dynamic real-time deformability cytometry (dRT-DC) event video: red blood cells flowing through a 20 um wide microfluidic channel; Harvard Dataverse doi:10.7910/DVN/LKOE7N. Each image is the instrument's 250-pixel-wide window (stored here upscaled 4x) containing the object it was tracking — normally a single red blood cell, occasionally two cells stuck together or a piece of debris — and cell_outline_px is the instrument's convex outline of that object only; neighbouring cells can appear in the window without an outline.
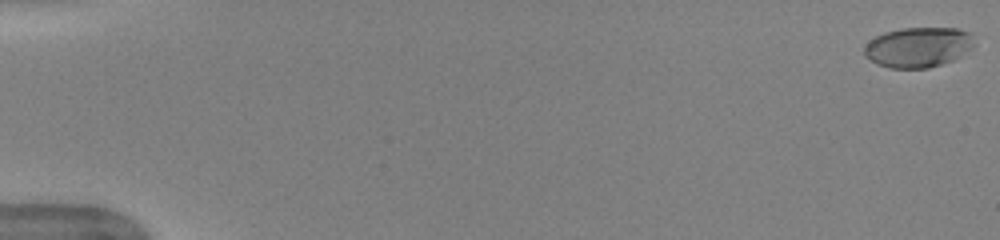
{"species": "human", "species_latin": "Homo sapiens", "temperature_condition": "warm", "stored_images_in_passage": 52, "camera_frame_rate_fps": 3000, "um_per_image_px": 0.085, "donor": {"sex": "female"}, "frame": {"image": 1, "passage_image": 1, "time_ms": 0.0, "image_size_px": [1000, 240], "cell_outline_px": [[976, 44], [952, 60], [928, 68], [888, 68], [876, 64], [864, 56], [864, 48], [876, 36], [884, 32], [900, 28], [956, 28], [968, 32]], "centroid_in_image_um": [78.01, 4.01], "position_along_channel_um": 7.0, "area_um2": 25.49}}
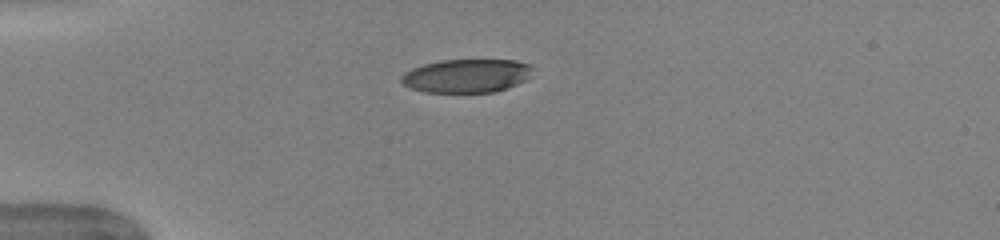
{"frame": {"image": 2, "passage_image": 15, "time_ms": 4.667, "image_size_px": [1000, 240], "cell_outline_px": [[532, 68], [528, 76], [524, 80], [516, 84], [492, 92], [424, 92], [412, 88], [404, 84], [400, 80], [400, 76], [404, 72], [412, 68], [424, 64], [440, 60], [516, 60], [528, 64]], "centroid_in_image_um": [39.6, 6.43], "position_along_channel_um": 45.4, "area_um2": 25.37}}
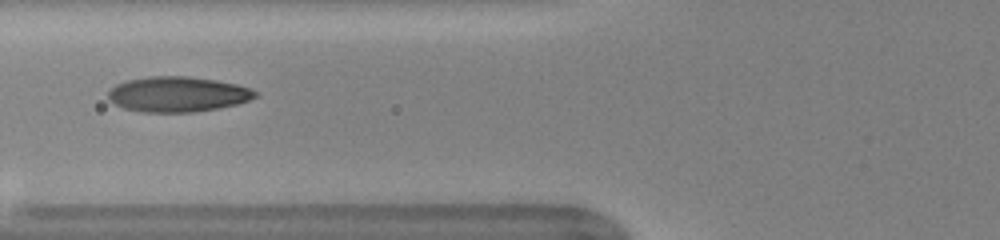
{"frame": {"image": 3, "passage_image": 22, "time_ms": 7.0, "image_size_px": [1000, 240], "cell_outline_px": [[260, 96], [236, 104], [216, 108], [192, 112], [140, 112], [124, 108], [108, 100], [108, 92], [116, 84], [128, 80], [148, 76], [188, 76], [216, 80], [236, 84], [252, 88], [260, 92]], "centroid_in_image_um": [15.13, 8.0], "position_along_channel_um": 110.7, "area_um2": 30.35}, "authors_computed_cell_mechanics": {"area_um2": 29.1601, "velocity_mm_per_s": 4.0025, "shape_relaxation_time_tau1_ms": 4.2069, "shape_relaxation_time_tau2_ms": 0.7729, "deformation_change_tau1": 0.2134, "deformation_change_tau2": 0.0711}}